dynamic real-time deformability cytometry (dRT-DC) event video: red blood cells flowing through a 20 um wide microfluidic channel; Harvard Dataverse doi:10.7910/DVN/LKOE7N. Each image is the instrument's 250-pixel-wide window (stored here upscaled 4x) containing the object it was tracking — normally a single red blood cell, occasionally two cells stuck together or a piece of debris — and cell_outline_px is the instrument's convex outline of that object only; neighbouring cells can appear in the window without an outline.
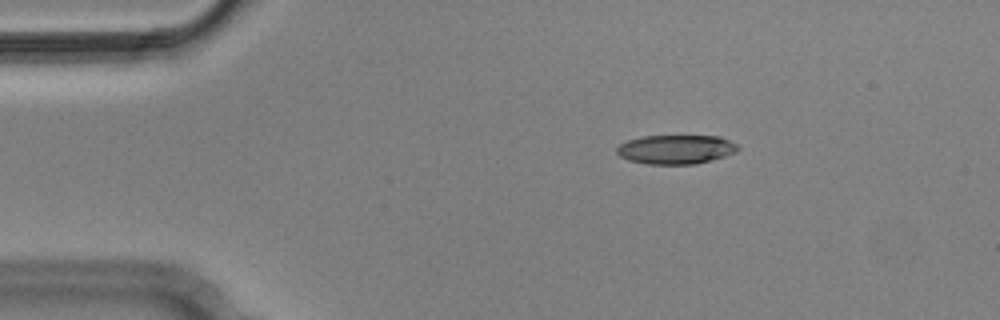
{"species": "Egyptian fruit bat (a non-hibernating species)", "species_latin": "Rousettus aegyptiacus", "temperature_condition": "cold", "stored_images_in_passage": 4, "camera_frame_rate_fps": 3000, "um_per_image_px": 0.085, "animal": {"sex": "male"}, "frame": {"image": 1, "passage_image": 3, "time_ms": 0.667, "image_size_px": [1000, 320], "cell_outline_px": [[740, 148], [736, 152], [712, 160], [696, 164], [648, 164], [628, 160], [620, 156], [616, 152], [616, 148], [620, 144], [628, 140], [644, 136], [720, 136], [736, 144]], "centroid_in_image_um": [57.45, 12.7], "position_along_channel_um": 27.6, "area_um2": 20.52}}